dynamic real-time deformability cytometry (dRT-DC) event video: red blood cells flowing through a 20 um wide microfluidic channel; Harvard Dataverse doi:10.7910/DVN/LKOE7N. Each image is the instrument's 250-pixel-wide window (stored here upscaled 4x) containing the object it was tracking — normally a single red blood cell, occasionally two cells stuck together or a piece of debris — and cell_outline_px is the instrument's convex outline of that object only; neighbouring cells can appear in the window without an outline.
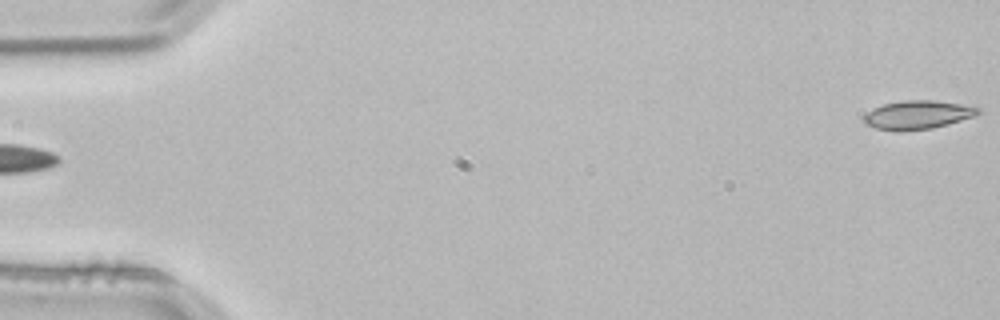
{"species": "common noctule bat (a hibernating species)", "species_latin": "Nyctalus noctula", "temperature_condition": "room temperature", "stored_images_in_passage": 3, "camera_frame_rate_fps": 3000, "um_per_image_px": 0.085, "animal": {"sex": "male", "body_mass_g": 21.5, "forearm_length_mm": 52.0}, "frame": {"image": 1, "passage_image": 3, "time_ms": 0.667, "image_size_px": [1000, 320], "cell_outline_px": [[980, 112], [972, 116], [948, 124], [932, 128], [876, 128], [864, 124], [864, 116], [872, 108], [884, 104], [904, 100], [932, 100], [960, 104], [980, 108]], "centroid_in_image_um": [78.0, 9.71], "position_along_channel_um": 7.0, "area_um2": 18.09}}